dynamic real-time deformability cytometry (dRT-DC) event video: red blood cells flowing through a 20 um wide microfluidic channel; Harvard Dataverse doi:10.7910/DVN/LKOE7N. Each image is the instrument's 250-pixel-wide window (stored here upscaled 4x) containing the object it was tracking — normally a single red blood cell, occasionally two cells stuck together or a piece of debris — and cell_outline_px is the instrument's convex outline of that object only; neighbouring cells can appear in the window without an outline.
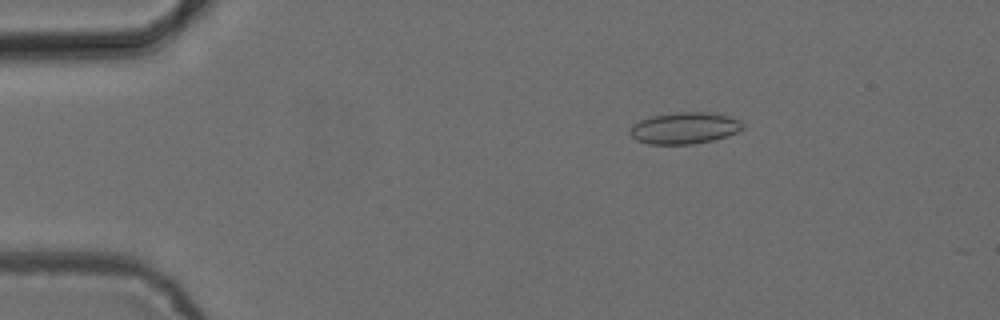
{"species": "common noctule bat (a hibernating species)", "species_latin": "Nyctalus noctula", "temperature_condition": "cold", "stored_images_in_passage": 53, "camera_frame_rate_fps": 3000, "um_per_image_px": 0.085, "animal": {"sex": "female", "body_mass_g": 24.6, "forearm_length_mm": 56.2}, "frame": {"image": 1, "passage_image": 9, "time_ms": 2.667, "image_size_px": [1000, 320], "cell_outline_px": [[744, 128], [736, 132], [712, 140], [692, 144], [648, 144], [636, 140], [628, 132], [640, 120], [652, 116], [680, 112], [708, 112], [728, 116], [740, 120], [744, 124]], "centroid_in_image_um": [58.19, 10.89], "position_along_channel_um": 26.8, "area_um2": 20.46}}
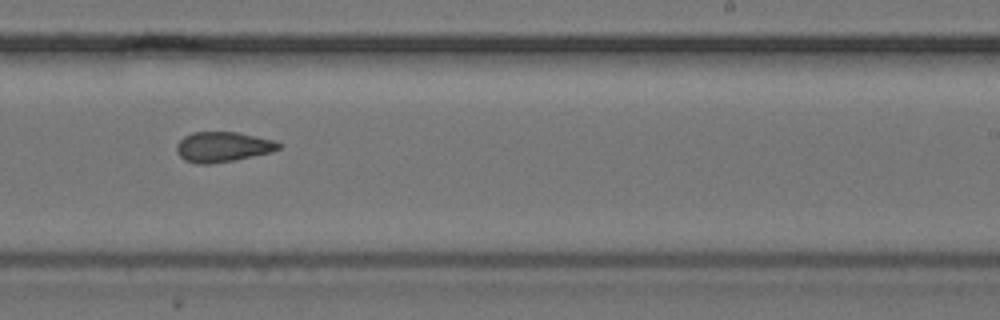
{"frame": {"image": 2, "passage_image": 33, "time_ms": 10.667, "image_size_px": [1000, 320], "cell_outline_px": [[280, 148], [272, 152], [236, 160], [208, 164], [196, 164], [184, 160], [176, 152], [176, 144], [184, 136], [192, 132], [240, 132], [272, 140], [280, 144]], "centroid_in_image_um": [18.9, 12.49], "position_along_channel_um": 270.1, "area_um2": 18.03}}
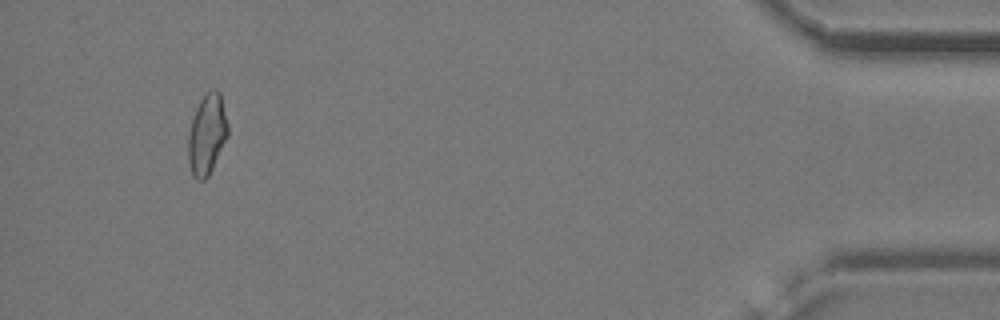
{"frame": {"image": 3, "passage_image": 50, "time_ms": 16.333, "image_size_px": [1000, 320], "cell_outline_px": [[228, 136], [208, 176], [204, 180], [196, 180], [192, 176], [188, 160], [188, 136], [192, 120], [196, 108], [200, 100], [212, 88], [216, 88], [220, 92], [228, 124]], "centroid_in_image_um": [17.59, 11.43], "position_along_channel_um": 417.6, "area_um2": 18.55}, "authors_computed_cell_mechanics": {"area_um2": 18.5538, "velocity_mm_per_s": 3.8777, "shape_relaxation_time_tau1_ms": 9.7945, "shape_relaxation_time_tau2_ms": 6.8374, "deformation_change_tau1": 0.14, "deformation_change_tau2": 0.1399}}